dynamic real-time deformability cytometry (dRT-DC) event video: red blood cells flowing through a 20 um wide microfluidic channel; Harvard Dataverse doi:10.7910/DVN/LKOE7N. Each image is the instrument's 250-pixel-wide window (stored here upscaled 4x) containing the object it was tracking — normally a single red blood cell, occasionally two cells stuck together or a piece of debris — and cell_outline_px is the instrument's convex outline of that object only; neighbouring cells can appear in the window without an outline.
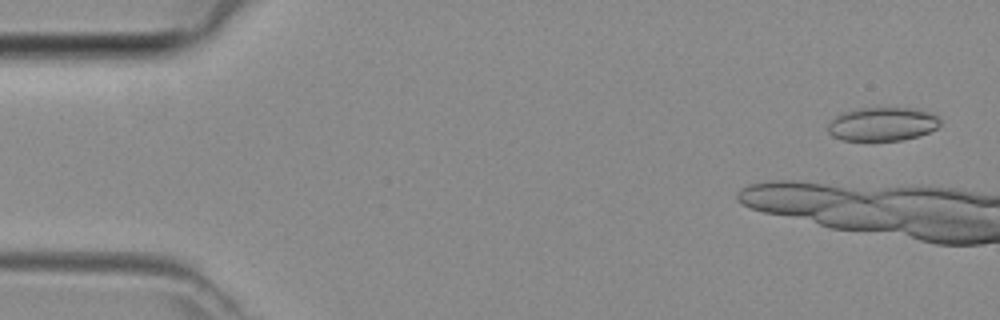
{"species": "common noctule bat (a hibernating species)", "species_latin": "Nyctalus noctula", "temperature_condition": "room temperature", "stored_images_in_passage": 7, "camera_frame_rate_fps": 3000, "um_per_image_px": 0.085, "animal": {"sex": "female", "body_mass_g": 29.2, "forearm_length_mm": 56.3}, "frame": {"image": 1, "passage_image": 2, "time_ms": 0.333, "image_size_px": [1000, 320], "cell_outline_px": [[936, 128], [928, 132], [916, 136], [900, 140], [844, 140], [836, 136], [832, 132], [836, 120], [840, 116], [852, 112], [884, 108], [920, 112], [932, 116], [936, 120]], "centroid_in_image_um": [75.05, 10.62], "position_along_channel_um": 9.9, "area_um2": 19.31}}